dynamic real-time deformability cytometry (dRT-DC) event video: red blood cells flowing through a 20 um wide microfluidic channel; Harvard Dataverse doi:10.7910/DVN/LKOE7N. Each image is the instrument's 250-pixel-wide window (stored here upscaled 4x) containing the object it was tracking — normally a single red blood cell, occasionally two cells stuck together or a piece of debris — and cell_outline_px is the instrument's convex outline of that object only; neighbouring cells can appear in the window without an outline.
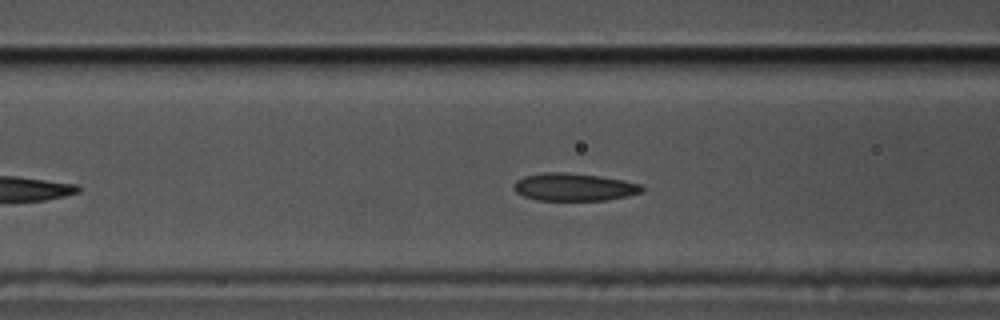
{"species": "common noctule bat (a hibernating species)", "species_latin": "Nyctalus noctula", "temperature_condition": "cold", "stored_images_in_passage": 18, "camera_frame_rate_fps": 3000, "um_per_image_px": 0.085, "animal": {"sex": "male", "body_mass_g": 17.5, "forearm_length_mm": 52.3}, "frame": {"image": 1, "passage_image": 13, "time_ms": 4.0, "image_size_px": [1000, 320], "cell_outline_px": [[644, 188], [640, 192], [628, 196], [608, 200], [536, 200], [524, 196], [516, 192], [512, 188], [512, 184], [516, 180], [524, 176], [544, 172], [564, 172], [600, 176], [624, 180], [644, 184]], "centroid_in_image_um": [48.79, 15.89], "position_along_channel_um": 117.8, "area_um2": 20.87}}